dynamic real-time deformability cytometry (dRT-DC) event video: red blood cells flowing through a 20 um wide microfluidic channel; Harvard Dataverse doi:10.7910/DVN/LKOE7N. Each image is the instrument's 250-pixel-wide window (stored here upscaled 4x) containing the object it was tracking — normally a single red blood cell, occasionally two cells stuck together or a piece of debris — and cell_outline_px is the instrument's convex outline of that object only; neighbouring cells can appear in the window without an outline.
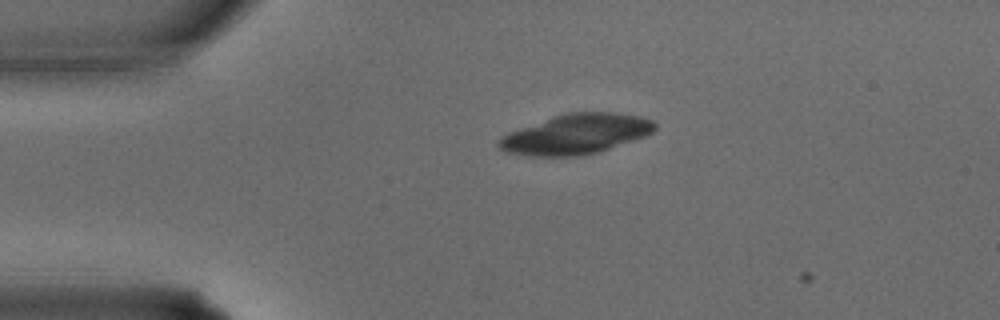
{"species": "common noctule bat (a hibernating species)", "species_latin": "Nyctalus noctula", "temperature_condition": "warm", "stored_images_in_passage": 5, "camera_frame_rate_fps": 3000, "um_per_image_px": 0.085, "animal": {"sex": "male", "body_mass_g": 15.6}, "frame": {"image": 1, "passage_image": 4, "time_ms": 1.0, "image_size_px": [1000, 320], "cell_outline_px": [[656, 128], [652, 132], [644, 136], [596, 152], [576, 156], [528, 156], [508, 152], [500, 148], [496, 144], [496, 140], [500, 136], [508, 132], [552, 116], [564, 112], [616, 112], [640, 116], [652, 120], [656, 124]], "centroid_in_image_um": [48.9, 11.38], "position_along_channel_um": 36.1, "area_um2": 36.3}}